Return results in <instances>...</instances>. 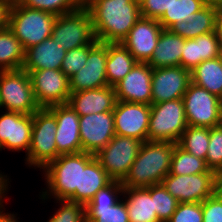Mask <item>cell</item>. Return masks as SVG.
Returning a JSON list of instances; mask_svg holds the SVG:
<instances>
[{
  "instance_id": "cell-1",
  "label": "cell",
  "mask_w": 222,
  "mask_h": 222,
  "mask_svg": "<svg viewBox=\"0 0 222 222\" xmlns=\"http://www.w3.org/2000/svg\"><path fill=\"white\" fill-rule=\"evenodd\" d=\"M87 10L96 40L103 43H121L141 17L136 0H97Z\"/></svg>"
},
{
  "instance_id": "cell-2",
  "label": "cell",
  "mask_w": 222,
  "mask_h": 222,
  "mask_svg": "<svg viewBox=\"0 0 222 222\" xmlns=\"http://www.w3.org/2000/svg\"><path fill=\"white\" fill-rule=\"evenodd\" d=\"M174 142L145 141L130 171L122 181L124 188H143L161 184L169 174Z\"/></svg>"
},
{
  "instance_id": "cell-3",
  "label": "cell",
  "mask_w": 222,
  "mask_h": 222,
  "mask_svg": "<svg viewBox=\"0 0 222 222\" xmlns=\"http://www.w3.org/2000/svg\"><path fill=\"white\" fill-rule=\"evenodd\" d=\"M94 157V154L86 152L62 154L50 162L43 169L48 190L42 191L41 199L53 196L56 200H69L76 189H80L81 167Z\"/></svg>"
},
{
  "instance_id": "cell-4",
  "label": "cell",
  "mask_w": 222,
  "mask_h": 222,
  "mask_svg": "<svg viewBox=\"0 0 222 222\" xmlns=\"http://www.w3.org/2000/svg\"><path fill=\"white\" fill-rule=\"evenodd\" d=\"M56 15L20 5L13 0L8 18V28L26 51L52 35Z\"/></svg>"
},
{
  "instance_id": "cell-5",
  "label": "cell",
  "mask_w": 222,
  "mask_h": 222,
  "mask_svg": "<svg viewBox=\"0 0 222 222\" xmlns=\"http://www.w3.org/2000/svg\"><path fill=\"white\" fill-rule=\"evenodd\" d=\"M187 127L182 98L151 104L148 141L177 143Z\"/></svg>"
},
{
  "instance_id": "cell-6",
  "label": "cell",
  "mask_w": 222,
  "mask_h": 222,
  "mask_svg": "<svg viewBox=\"0 0 222 222\" xmlns=\"http://www.w3.org/2000/svg\"><path fill=\"white\" fill-rule=\"evenodd\" d=\"M56 128L57 120L47 108H40L33 113L31 145L25 164L44 169L57 158Z\"/></svg>"
},
{
  "instance_id": "cell-7",
  "label": "cell",
  "mask_w": 222,
  "mask_h": 222,
  "mask_svg": "<svg viewBox=\"0 0 222 222\" xmlns=\"http://www.w3.org/2000/svg\"><path fill=\"white\" fill-rule=\"evenodd\" d=\"M0 107L22 114H33L40 109L29 74L23 69L0 71Z\"/></svg>"
},
{
  "instance_id": "cell-8",
  "label": "cell",
  "mask_w": 222,
  "mask_h": 222,
  "mask_svg": "<svg viewBox=\"0 0 222 222\" xmlns=\"http://www.w3.org/2000/svg\"><path fill=\"white\" fill-rule=\"evenodd\" d=\"M51 37L66 51L94 44L96 40L92 19L87 9L62 14L56 17Z\"/></svg>"
},
{
  "instance_id": "cell-9",
  "label": "cell",
  "mask_w": 222,
  "mask_h": 222,
  "mask_svg": "<svg viewBox=\"0 0 222 222\" xmlns=\"http://www.w3.org/2000/svg\"><path fill=\"white\" fill-rule=\"evenodd\" d=\"M142 143L136 138L115 135L94 156L113 180L122 182L128 175Z\"/></svg>"
},
{
  "instance_id": "cell-10",
  "label": "cell",
  "mask_w": 222,
  "mask_h": 222,
  "mask_svg": "<svg viewBox=\"0 0 222 222\" xmlns=\"http://www.w3.org/2000/svg\"><path fill=\"white\" fill-rule=\"evenodd\" d=\"M188 126L217 127L222 112V99L190 82L182 97Z\"/></svg>"
},
{
  "instance_id": "cell-11",
  "label": "cell",
  "mask_w": 222,
  "mask_h": 222,
  "mask_svg": "<svg viewBox=\"0 0 222 222\" xmlns=\"http://www.w3.org/2000/svg\"><path fill=\"white\" fill-rule=\"evenodd\" d=\"M216 182L215 172H203L193 175L168 174L161 184L179 203H202L216 193Z\"/></svg>"
},
{
  "instance_id": "cell-12",
  "label": "cell",
  "mask_w": 222,
  "mask_h": 222,
  "mask_svg": "<svg viewBox=\"0 0 222 222\" xmlns=\"http://www.w3.org/2000/svg\"><path fill=\"white\" fill-rule=\"evenodd\" d=\"M123 189L117 180L100 189L85 206L86 222H129L125 202L118 196L123 195Z\"/></svg>"
},
{
  "instance_id": "cell-13",
  "label": "cell",
  "mask_w": 222,
  "mask_h": 222,
  "mask_svg": "<svg viewBox=\"0 0 222 222\" xmlns=\"http://www.w3.org/2000/svg\"><path fill=\"white\" fill-rule=\"evenodd\" d=\"M40 108L68 102L71 94L69 78L60 69L27 72Z\"/></svg>"
},
{
  "instance_id": "cell-14",
  "label": "cell",
  "mask_w": 222,
  "mask_h": 222,
  "mask_svg": "<svg viewBox=\"0 0 222 222\" xmlns=\"http://www.w3.org/2000/svg\"><path fill=\"white\" fill-rule=\"evenodd\" d=\"M150 114L151 105L117 100L113 110L115 134L148 141Z\"/></svg>"
},
{
  "instance_id": "cell-15",
  "label": "cell",
  "mask_w": 222,
  "mask_h": 222,
  "mask_svg": "<svg viewBox=\"0 0 222 222\" xmlns=\"http://www.w3.org/2000/svg\"><path fill=\"white\" fill-rule=\"evenodd\" d=\"M107 43L89 44L87 60L75 75L69 78L71 92L108 86L106 78Z\"/></svg>"
},
{
  "instance_id": "cell-16",
  "label": "cell",
  "mask_w": 222,
  "mask_h": 222,
  "mask_svg": "<svg viewBox=\"0 0 222 222\" xmlns=\"http://www.w3.org/2000/svg\"><path fill=\"white\" fill-rule=\"evenodd\" d=\"M82 151L96 154L116 135L113 111L79 116Z\"/></svg>"
},
{
  "instance_id": "cell-17",
  "label": "cell",
  "mask_w": 222,
  "mask_h": 222,
  "mask_svg": "<svg viewBox=\"0 0 222 222\" xmlns=\"http://www.w3.org/2000/svg\"><path fill=\"white\" fill-rule=\"evenodd\" d=\"M191 82V71L182 66L152 68V104L184 96Z\"/></svg>"
},
{
  "instance_id": "cell-18",
  "label": "cell",
  "mask_w": 222,
  "mask_h": 222,
  "mask_svg": "<svg viewBox=\"0 0 222 222\" xmlns=\"http://www.w3.org/2000/svg\"><path fill=\"white\" fill-rule=\"evenodd\" d=\"M57 120L55 142L57 158L62 154H75L82 151L79 133V115L68 103L47 107Z\"/></svg>"
},
{
  "instance_id": "cell-19",
  "label": "cell",
  "mask_w": 222,
  "mask_h": 222,
  "mask_svg": "<svg viewBox=\"0 0 222 222\" xmlns=\"http://www.w3.org/2000/svg\"><path fill=\"white\" fill-rule=\"evenodd\" d=\"M152 67L137 62L131 71L114 85L116 99L130 103L152 104Z\"/></svg>"
},
{
  "instance_id": "cell-20",
  "label": "cell",
  "mask_w": 222,
  "mask_h": 222,
  "mask_svg": "<svg viewBox=\"0 0 222 222\" xmlns=\"http://www.w3.org/2000/svg\"><path fill=\"white\" fill-rule=\"evenodd\" d=\"M162 30L157 19L140 17L121 44L137 62L147 63L153 55Z\"/></svg>"
},
{
  "instance_id": "cell-21",
  "label": "cell",
  "mask_w": 222,
  "mask_h": 222,
  "mask_svg": "<svg viewBox=\"0 0 222 222\" xmlns=\"http://www.w3.org/2000/svg\"><path fill=\"white\" fill-rule=\"evenodd\" d=\"M33 114L6 111L0 116V150L26 151L31 145Z\"/></svg>"
},
{
  "instance_id": "cell-22",
  "label": "cell",
  "mask_w": 222,
  "mask_h": 222,
  "mask_svg": "<svg viewBox=\"0 0 222 222\" xmlns=\"http://www.w3.org/2000/svg\"><path fill=\"white\" fill-rule=\"evenodd\" d=\"M116 102L114 86L108 85L98 89L71 92L67 103L79 116H84L113 111Z\"/></svg>"
},
{
  "instance_id": "cell-23",
  "label": "cell",
  "mask_w": 222,
  "mask_h": 222,
  "mask_svg": "<svg viewBox=\"0 0 222 222\" xmlns=\"http://www.w3.org/2000/svg\"><path fill=\"white\" fill-rule=\"evenodd\" d=\"M222 45L216 31L185 39L181 55V66L192 70L204 60L217 58L221 55Z\"/></svg>"
},
{
  "instance_id": "cell-24",
  "label": "cell",
  "mask_w": 222,
  "mask_h": 222,
  "mask_svg": "<svg viewBox=\"0 0 222 222\" xmlns=\"http://www.w3.org/2000/svg\"><path fill=\"white\" fill-rule=\"evenodd\" d=\"M66 50L52 37L25 51L22 69L26 72L45 69H61Z\"/></svg>"
},
{
  "instance_id": "cell-25",
  "label": "cell",
  "mask_w": 222,
  "mask_h": 222,
  "mask_svg": "<svg viewBox=\"0 0 222 222\" xmlns=\"http://www.w3.org/2000/svg\"><path fill=\"white\" fill-rule=\"evenodd\" d=\"M112 181L113 179L94 157L85 167H81L80 189H76L69 201L86 206L100 189Z\"/></svg>"
},
{
  "instance_id": "cell-26",
  "label": "cell",
  "mask_w": 222,
  "mask_h": 222,
  "mask_svg": "<svg viewBox=\"0 0 222 222\" xmlns=\"http://www.w3.org/2000/svg\"><path fill=\"white\" fill-rule=\"evenodd\" d=\"M185 39L163 29L151 59L147 62L152 68L181 66V55Z\"/></svg>"
},
{
  "instance_id": "cell-27",
  "label": "cell",
  "mask_w": 222,
  "mask_h": 222,
  "mask_svg": "<svg viewBox=\"0 0 222 222\" xmlns=\"http://www.w3.org/2000/svg\"><path fill=\"white\" fill-rule=\"evenodd\" d=\"M122 194L125 195L124 202L128 211L129 222H161L154 212L151 186L124 188Z\"/></svg>"
},
{
  "instance_id": "cell-28",
  "label": "cell",
  "mask_w": 222,
  "mask_h": 222,
  "mask_svg": "<svg viewBox=\"0 0 222 222\" xmlns=\"http://www.w3.org/2000/svg\"><path fill=\"white\" fill-rule=\"evenodd\" d=\"M218 9L205 6L191 16L189 22L185 20L175 23L169 30L184 39H195L196 37L216 31Z\"/></svg>"
},
{
  "instance_id": "cell-29",
  "label": "cell",
  "mask_w": 222,
  "mask_h": 222,
  "mask_svg": "<svg viewBox=\"0 0 222 222\" xmlns=\"http://www.w3.org/2000/svg\"><path fill=\"white\" fill-rule=\"evenodd\" d=\"M137 63L121 43H107L106 78L109 86L123 79Z\"/></svg>"
},
{
  "instance_id": "cell-30",
  "label": "cell",
  "mask_w": 222,
  "mask_h": 222,
  "mask_svg": "<svg viewBox=\"0 0 222 222\" xmlns=\"http://www.w3.org/2000/svg\"><path fill=\"white\" fill-rule=\"evenodd\" d=\"M191 82L222 99V64L220 56L204 60L192 69Z\"/></svg>"
},
{
  "instance_id": "cell-31",
  "label": "cell",
  "mask_w": 222,
  "mask_h": 222,
  "mask_svg": "<svg viewBox=\"0 0 222 222\" xmlns=\"http://www.w3.org/2000/svg\"><path fill=\"white\" fill-rule=\"evenodd\" d=\"M25 61L21 42L7 27L0 30V71L20 70Z\"/></svg>"
},
{
  "instance_id": "cell-32",
  "label": "cell",
  "mask_w": 222,
  "mask_h": 222,
  "mask_svg": "<svg viewBox=\"0 0 222 222\" xmlns=\"http://www.w3.org/2000/svg\"><path fill=\"white\" fill-rule=\"evenodd\" d=\"M204 7V0H175L158 21L163 29H169L175 23L189 22L191 16Z\"/></svg>"
},
{
  "instance_id": "cell-33",
  "label": "cell",
  "mask_w": 222,
  "mask_h": 222,
  "mask_svg": "<svg viewBox=\"0 0 222 222\" xmlns=\"http://www.w3.org/2000/svg\"><path fill=\"white\" fill-rule=\"evenodd\" d=\"M203 172L214 171L208 168L204 159L192 155L175 144L169 174L193 175Z\"/></svg>"
},
{
  "instance_id": "cell-34",
  "label": "cell",
  "mask_w": 222,
  "mask_h": 222,
  "mask_svg": "<svg viewBox=\"0 0 222 222\" xmlns=\"http://www.w3.org/2000/svg\"><path fill=\"white\" fill-rule=\"evenodd\" d=\"M176 144L192 155L205 160L209 146V128L188 126Z\"/></svg>"
},
{
  "instance_id": "cell-35",
  "label": "cell",
  "mask_w": 222,
  "mask_h": 222,
  "mask_svg": "<svg viewBox=\"0 0 222 222\" xmlns=\"http://www.w3.org/2000/svg\"><path fill=\"white\" fill-rule=\"evenodd\" d=\"M151 199L153 200L154 212L161 222H167L171 218L179 203L162 184L151 186Z\"/></svg>"
},
{
  "instance_id": "cell-36",
  "label": "cell",
  "mask_w": 222,
  "mask_h": 222,
  "mask_svg": "<svg viewBox=\"0 0 222 222\" xmlns=\"http://www.w3.org/2000/svg\"><path fill=\"white\" fill-rule=\"evenodd\" d=\"M20 5L46 11L56 16L79 9L74 0H16Z\"/></svg>"
},
{
  "instance_id": "cell-37",
  "label": "cell",
  "mask_w": 222,
  "mask_h": 222,
  "mask_svg": "<svg viewBox=\"0 0 222 222\" xmlns=\"http://www.w3.org/2000/svg\"><path fill=\"white\" fill-rule=\"evenodd\" d=\"M205 161L208 168L216 174L222 170V131L218 127L209 128V146Z\"/></svg>"
},
{
  "instance_id": "cell-38",
  "label": "cell",
  "mask_w": 222,
  "mask_h": 222,
  "mask_svg": "<svg viewBox=\"0 0 222 222\" xmlns=\"http://www.w3.org/2000/svg\"><path fill=\"white\" fill-rule=\"evenodd\" d=\"M58 201L61 202V208L47 222H86L85 205L69 200Z\"/></svg>"
},
{
  "instance_id": "cell-39",
  "label": "cell",
  "mask_w": 222,
  "mask_h": 222,
  "mask_svg": "<svg viewBox=\"0 0 222 222\" xmlns=\"http://www.w3.org/2000/svg\"><path fill=\"white\" fill-rule=\"evenodd\" d=\"M89 53V44L66 51L61 71L71 78L84 66Z\"/></svg>"
},
{
  "instance_id": "cell-40",
  "label": "cell",
  "mask_w": 222,
  "mask_h": 222,
  "mask_svg": "<svg viewBox=\"0 0 222 222\" xmlns=\"http://www.w3.org/2000/svg\"><path fill=\"white\" fill-rule=\"evenodd\" d=\"M167 222H203L202 203H178Z\"/></svg>"
},
{
  "instance_id": "cell-41",
  "label": "cell",
  "mask_w": 222,
  "mask_h": 222,
  "mask_svg": "<svg viewBox=\"0 0 222 222\" xmlns=\"http://www.w3.org/2000/svg\"><path fill=\"white\" fill-rule=\"evenodd\" d=\"M175 0H141L140 14L143 18L159 19Z\"/></svg>"
},
{
  "instance_id": "cell-42",
  "label": "cell",
  "mask_w": 222,
  "mask_h": 222,
  "mask_svg": "<svg viewBox=\"0 0 222 222\" xmlns=\"http://www.w3.org/2000/svg\"><path fill=\"white\" fill-rule=\"evenodd\" d=\"M203 222H222V199L217 193L202 202Z\"/></svg>"
},
{
  "instance_id": "cell-43",
  "label": "cell",
  "mask_w": 222,
  "mask_h": 222,
  "mask_svg": "<svg viewBox=\"0 0 222 222\" xmlns=\"http://www.w3.org/2000/svg\"><path fill=\"white\" fill-rule=\"evenodd\" d=\"M13 0H0V30L8 27L9 11Z\"/></svg>"
},
{
  "instance_id": "cell-44",
  "label": "cell",
  "mask_w": 222,
  "mask_h": 222,
  "mask_svg": "<svg viewBox=\"0 0 222 222\" xmlns=\"http://www.w3.org/2000/svg\"><path fill=\"white\" fill-rule=\"evenodd\" d=\"M9 179L7 178V175H2V173H0V211L3 210L2 208L3 206V198H5V192H8V181Z\"/></svg>"
},
{
  "instance_id": "cell-45",
  "label": "cell",
  "mask_w": 222,
  "mask_h": 222,
  "mask_svg": "<svg viewBox=\"0 0 222 222\" xmlns=\"http://www.w3.org/2000/svg\"><path fill=\"white\" fill-rule=\"evenodd\" d=\"M97 0H74L75 5L79 9H88L93 3H95Z\"/></svg>"
},
{
  "instance_id": "cell-46",
  "label": "cell",
  "mask_w": 222,
  "mask_h": 222,
  "mask_svg": "<svg viewBox=\"0 0 222 222\" xmlns=\"http://www.w3.org/2000/svg\"><path fill=\"white\" fill-rule=\"evenodd\" d=\"M216 30L222 45V9L218 10Z\"/></svg>"
},
{
  "instance_id": "cell-47",
  "label": "cell",
  "mask_w": 222,
  "mask_h": 222,
  "mask_svg": "<svg viewBox=\"0 0 222 222\" xmlns=\"http://www.w3.org/2000/svg\"><path fill=\"white\" fill-rule=\"evenodd\" d=\"M4 210L0 211V222H18L17 219H15L17 216H14V214L11 213H3Z\"/></svg>"
},
{
  "instance_id": "cell-48",
  "label": "cell",
  "mask_w": 222,
  "mask_h": 222,
  "mask_svg": "<svg viewBox=\"0 0 222 222\" xmlns=\"http://www.w3.org/2000/svg\"><path fill=\"white\" fill-rule=\"evenodd\" d=\"M205 6L222 9V0H204Z\"/></svg>"
},
{
  "instance_id": "cell-49",
  "label": "cell",
  "mask_w": 222,
  "mask_h": 222,
  "mask_svg": "<svg viewBox=\"0 0 222 222\" xmlns=\"http://www.w3.org/2000/svg\"><path fill=\"white\" fill-rule=\"evenodd\" d=\"M216 193L222 199V183H216Z\"/></svg>"
},
{
  "instance_id": "cell-50",
  "label": "cell",
  "mask_w": 222,
  "mask_h": 222,
  "mask_svg": "<svg viewBox=\"0 0 222 222\" xmlns=\"http://www.w3.org/2000/svg\"><path fill=\"white\" fill-rule=\"evenodd\" d=\"M217 127L222 131V112L220 114V118L218 120Z\"/></svg>"
},
{
  "instance_id": "cell-51",
  "label": "cell",
  "mask_w": 222,
  "mask_h": 222,
  "mask_svg": "<svg viewBox=\"0 0 222 222\" xmlns=\"http://www.w3.org/2000/svg\"><path fill=\"white\" fill-rule=\"evenodd\" d=\"M216 183H222V170L217 174V182Z\"/></svg>"
},
{
  "instance_id": "cell-52",
  "label": "cell",
  "mask_w": 222,
  "mask_h": 222,
  "mask_svg": "<svg viewBox=\"0 0 222 222\" xmlns=\"http://www.w3.org/2000/svg\"><path fill=\"white\" fill-rule=\"evenodd\" d=\"M220 59H221V64H222V52H221V55H220Z\"/></svg>"
}]
</instances>
